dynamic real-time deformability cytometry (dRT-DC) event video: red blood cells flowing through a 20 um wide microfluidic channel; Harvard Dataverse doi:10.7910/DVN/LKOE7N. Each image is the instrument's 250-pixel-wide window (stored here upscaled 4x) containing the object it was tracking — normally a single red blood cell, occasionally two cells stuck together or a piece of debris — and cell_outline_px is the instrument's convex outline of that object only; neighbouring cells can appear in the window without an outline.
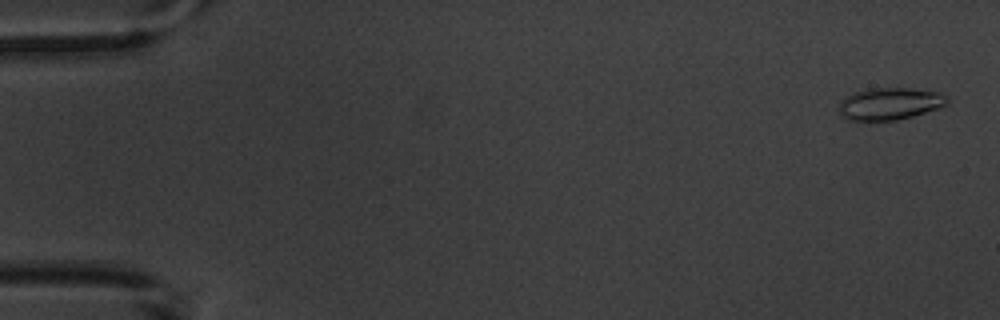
{"species": "common noctule bat (a hibernating species)", "species_latin": "Nyctalus noctula", "temperature_condition": "warm", "stored_images_in_passage": 6, "camera_frame_rate_fps": 3000, "um_per_image_px": 0.085, "animal": {"sex": "male", "body_mass_g": 20.1, "forearm_length_mm": 53.5}, "frame": {"image": 1, "passage_image": 1, "time_ms": 0.0, "image_size_px": [1000, 320], "cell_outline_px": [[948, 104], [912, 116], [896, 120], [844, 120], [840, 116], [836, 104], [840, 100], [852, 92], [864, 88], [908, 88], [940, 92], [948, 96]], "centroid_in_image_um": [75.54, 8.8], "position_along_channel_um": 9.5, "area_um2": 20.63}}
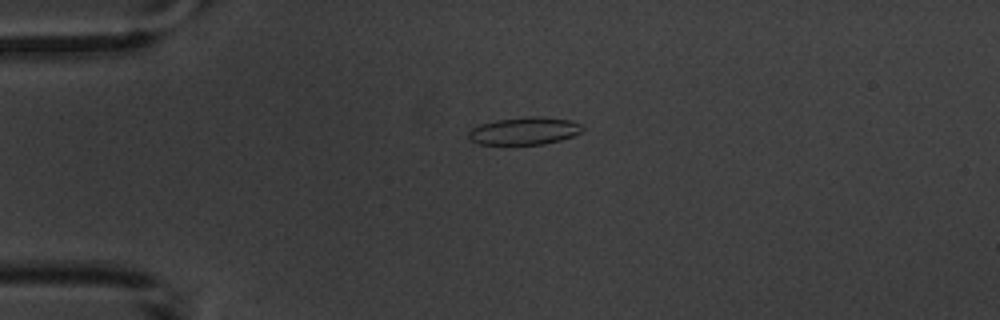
{"frame": {"image": 2, "passage_image": 4, "time_ms": 4.0, "image_size_px": [1000, 320], "cell_outline_px": [[584, 128], [580, 132], [572, 136], [560, 140], [544, 144], [480, 144], [472, 140], [468, 136], [468, 132], [472, 128], [480, 124], [496, 120], [524, 116], [544, 116], [572, 120], [580, 124]], "centroid_in_image_um": [44.59, 11.11], "position_along_channel_um": 40.4, "area_um2": 18.32}}